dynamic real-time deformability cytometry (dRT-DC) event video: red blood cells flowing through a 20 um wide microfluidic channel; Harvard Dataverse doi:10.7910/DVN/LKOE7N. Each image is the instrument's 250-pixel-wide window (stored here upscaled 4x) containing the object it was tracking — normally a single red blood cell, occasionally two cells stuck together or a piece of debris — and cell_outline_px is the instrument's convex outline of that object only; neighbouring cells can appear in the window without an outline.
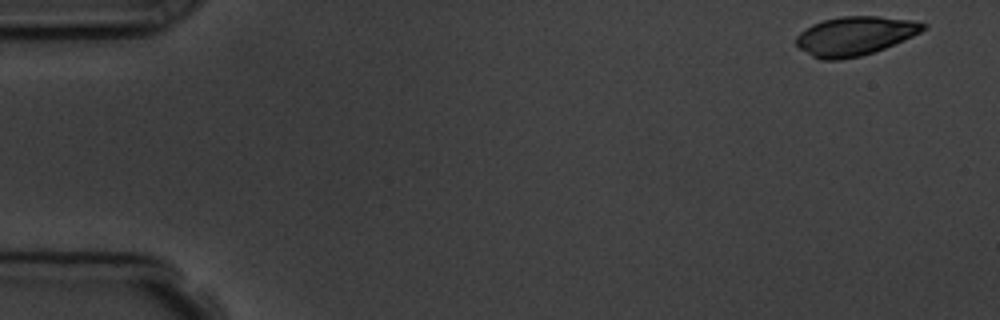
{"species": "common noctule bat (a hibernating species)", "species_latin": "Nyctalus noctula", "temperature_condition": "room temperature", "stored_images_in_passage": 5, "camera_frame_rate_fps": 3000, "um_per_image_px": 0.085, "animal": {"sex": "male", "body_mass_g": 19.5, "forearm_length_mm": 54.6}, "frame": {"image": 1, "passage_image": 1, "time_ms": 0.0, "image_size_px": [1000, 320], "cell_outline_px": [[928, 28], [904, 40], [884, 48], [860, 56], [840, 60], [820, 60], [812, 56], [800, 48], [796, 44], [796, 36], [804, 28], [812, 24], [824, 20], [840, 16], [876, 16], [912, 20], [928, 24]], "centroid_in_image_um": [72.66, 3.05], "position_along_channel_um": 12.3, "area_um2": 28.78}}
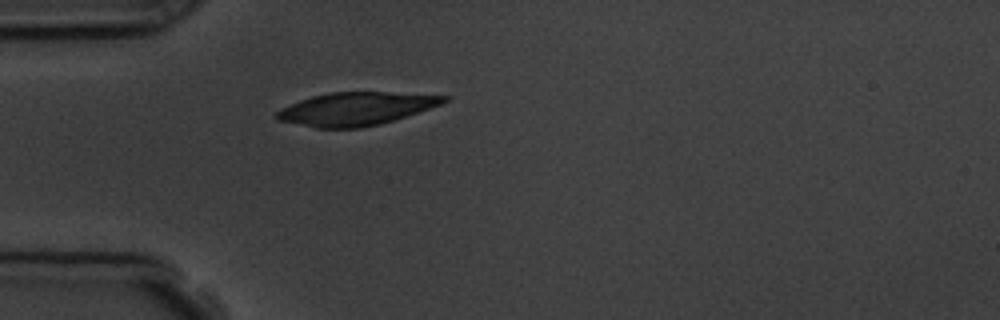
{"frame": {"image": 2, "passage_image": 5, "time_ms": 4.333, "image_size_px": [1000, 320], "cell_outline_px": [[452, 96], [448, 100], [440, 104], [380, 124], [360, 128], [316, 128], [280, 120], [272, 116], [280, 108], [300, 100], [312, 96], [332, 92], [388, 92]], "centroid_in_image_um": [30.21, 9.24], "position_along_channel_um": 54.8, "area_um2": 31.85}}